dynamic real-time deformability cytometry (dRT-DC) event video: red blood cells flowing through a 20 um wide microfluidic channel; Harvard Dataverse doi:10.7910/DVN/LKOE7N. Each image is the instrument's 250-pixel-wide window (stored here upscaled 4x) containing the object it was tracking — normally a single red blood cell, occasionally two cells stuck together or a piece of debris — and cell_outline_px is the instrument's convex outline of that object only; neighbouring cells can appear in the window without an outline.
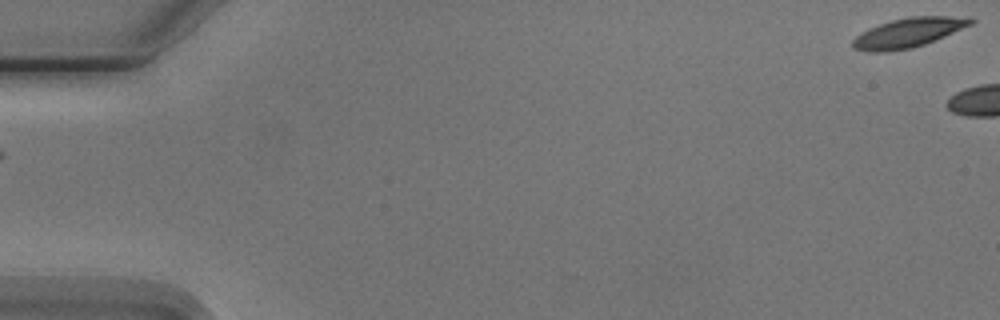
{"species": "Egyptian fruit bat (a non-hibernating species)", "species_latin": "Rousettus aegyptiacus", "temperature_condition": "cold", "stored_images_in_passage": 2, "camera_frame_rate_fps": 3000, "um_per_image_px": 0.085, "animal": {"sex": "male"}, "frame": {"image": 1, "passage_image": 1, "time_ms": 0.0, "image_size_px": [1000, 320], "cell_outline_px": [[976, 20], [972, 24], [944, 36], [924, 44], [912, 48], [888, 52], [868, 52], [852, 48], [852, 40], [856, 36], [868, 28], [892, 20], [908, 16], [972, 16]], "centroid_in_image_um": [77.21, 2.77], "position_along_channel_um": 7.8, "area_um2": 20.4}}